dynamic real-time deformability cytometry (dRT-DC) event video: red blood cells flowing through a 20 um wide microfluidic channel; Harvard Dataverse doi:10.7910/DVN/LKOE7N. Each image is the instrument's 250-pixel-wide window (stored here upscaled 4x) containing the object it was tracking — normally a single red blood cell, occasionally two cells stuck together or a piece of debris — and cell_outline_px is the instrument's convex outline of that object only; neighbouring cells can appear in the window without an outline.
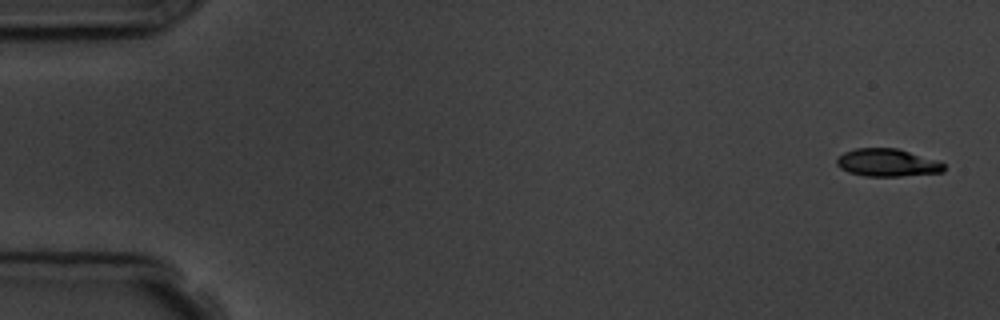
{"species": "common noctule bat (a hibernating species)", "species_latin": "Nyctalus noctula", "temperature_condition": "room temperature", "stored_images_in_passage": 7, "camera_frame_rate_fps": 3000, "um_per_image_px": 0.085, "animal": {"sex": "male", "body_mass_g": 19.5, "forearm_length_mm": 54.6}, "frame": {"image": 1, "passage_image": 1, "time_ms": 0.0, "image_size_px": [1000, 320], "cell_outline_px": [[944, 172], [900, 176], [864, 176], [848, 172], [840, 168], [836, 164], [836, 160], [844, 152], [856, 148], [896, 148], [940, 160], [944, 164]], "centroid_in_image_um": [75.44, 13.82], "position_along_channel_um": 9.6, "area_um2": 17.4}}
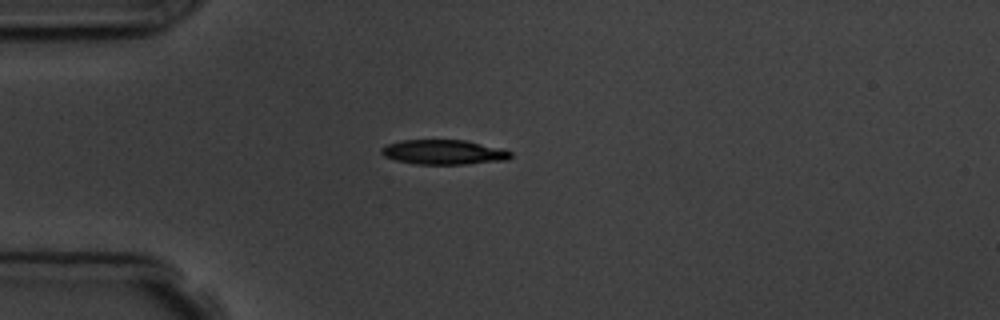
{"frame": {"image": 2, "passage_image": 4, "time_ms": 4.333, "image_size_px": [1000, 320], "cell_outline_px": [[512, 156], [508, 160], [468, 164], [416, 164], [396, 160], [384, 156], [380, 152], [380, 148], [388, 144], [400, 140], [464, 140], [504, 148], [512, 152]], "centroid_in_image_um": [37.75, 12.93], "position_along_channel_um": 47.2, "area_um2": 18.79}}